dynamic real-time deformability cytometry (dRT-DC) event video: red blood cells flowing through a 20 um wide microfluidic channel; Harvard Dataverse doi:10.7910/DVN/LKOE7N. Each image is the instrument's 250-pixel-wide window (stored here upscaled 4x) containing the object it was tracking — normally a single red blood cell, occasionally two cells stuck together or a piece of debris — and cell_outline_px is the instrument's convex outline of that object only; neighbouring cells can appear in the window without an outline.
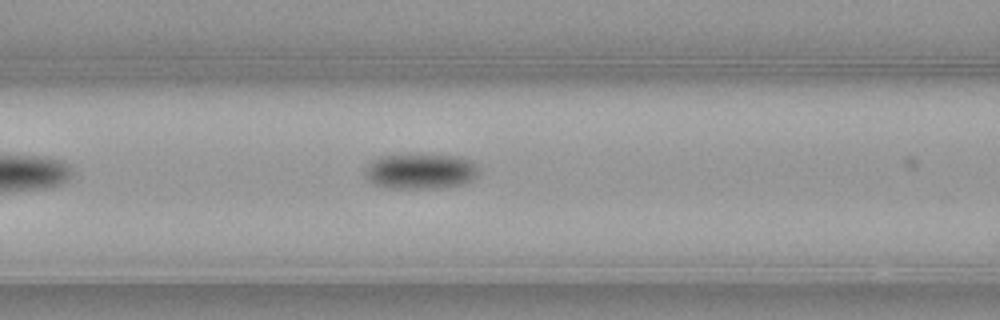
{"species": "common noctule bat (a hibernating species)", "species_latin": "Nyctalus noctula", "temperature_condition": "warm", "stored_images_in_passage": 21, "camera_frame_rate_fps": 3000, "um_per_image_px": 0.085, "animal": {"sex": "female", "body_mass_g": 21.9}, "frame": {"image": 1, "passage_image": 10, "time_ms": 3.0, "image_size_px": [1000, 320], "cell_outline_px": [[480, 172], [472, 180], [464, 184], [440, 188], [388, 188], [372, 184], [364, 176], [364, 164], [368, 160], [376, 156], [412, 152], [416, 152], [460, 156], [472, 160], [480, 168]], "centroid_in_image_um": [35.69, 14.5], "position_along_channel_um": 130.9, "area_um2": 25.09}}